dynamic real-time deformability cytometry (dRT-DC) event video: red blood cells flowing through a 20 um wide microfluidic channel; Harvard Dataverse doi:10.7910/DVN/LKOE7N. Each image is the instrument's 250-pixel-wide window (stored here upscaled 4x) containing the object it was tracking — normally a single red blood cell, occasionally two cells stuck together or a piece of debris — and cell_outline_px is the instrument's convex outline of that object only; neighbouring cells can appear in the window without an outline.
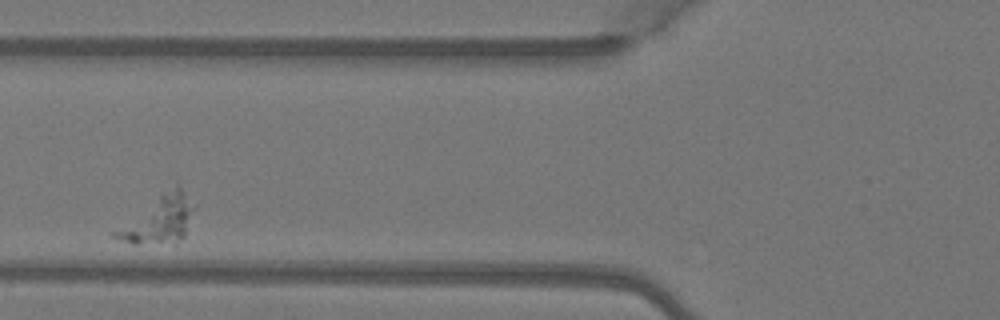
{"species": "Egyptian fruit bat (a non-hibernating species)", "species_latin": "Rousettus aegyptiacus", "temperature_condition": "warm", "stored_images_in_passage": 4, "camera_frame_rate_fps": 3000, "um_per_image_px": 0.085, "animal": {"sex": "female"}, "frame": {"image": 1, "passage_image": 2, "time_ms": 0.333, "image_size_px": [1000, 320], "cell_outline_px": [[196, 208], [184, 236], [164, 240], [136, 244], [132, 244], [112, 236], [108, 232], [176, 184], [196, 204]], "centroid_in_image_um": [13.46, 18.63], "position_along_channel_um": 112.3, "area_um2": 20.87}}
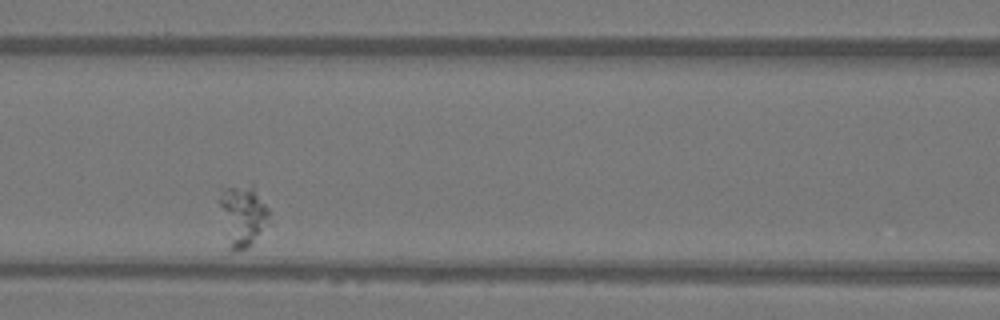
{"frame": {"image": 2, "passage_image": 3, "time_ms": 0.667, "image_size_px": [1000, 320], "cell_outline_px": [[272, 224], [248, 248], [236, 252], [228, 252], [216, 200], [220, 188], [252, 184], [272, 212]], "centroid_in_image_um": [20.62, 18.36], "position_along_channel_um": 146.0, "area_um2": 19.54}}
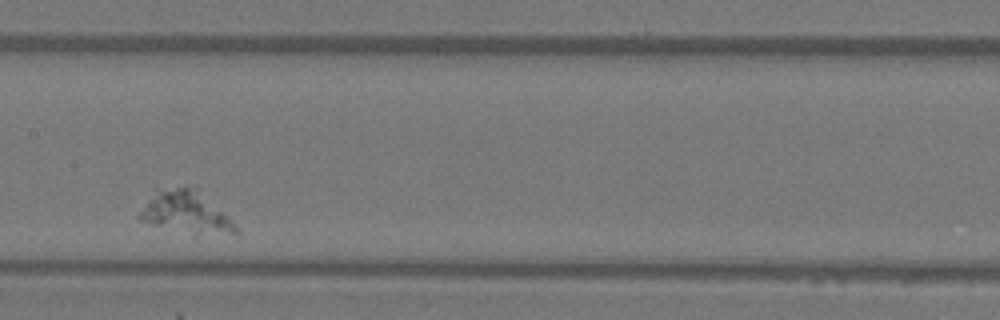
{"frame": {"image": 3, "passage_image": 4, "time_ms": 1.0, "image_size_px": [1000, 320], "cell_outline_px": [[240, 232], [232, 232], [152, 224], [140, 220], [136, 216], [156, 188], [196, 188]], "centroid_in_image_um": [15.6, 17.9], "position_along_channel_um": 191.8, "area_um2": 20.46}}